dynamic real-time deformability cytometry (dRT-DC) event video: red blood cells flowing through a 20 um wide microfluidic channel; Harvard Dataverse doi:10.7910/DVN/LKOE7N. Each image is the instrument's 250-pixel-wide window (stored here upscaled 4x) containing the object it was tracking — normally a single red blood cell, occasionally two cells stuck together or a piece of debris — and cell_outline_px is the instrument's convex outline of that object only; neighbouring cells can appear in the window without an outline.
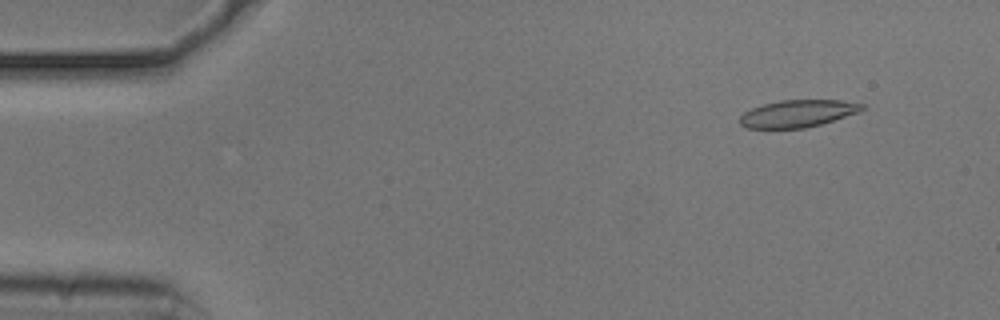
{"species": "common noctule bat (a hibernating species)", "species_latin": "Nyctalus noctula", "temperature_condition": "cold", "stored_images_in_passage": 53, "camera_frame_rate_fps": 3000, "um_per_image_px": 0.085, "animal": {"sex": "male", "body_mass_g": 20.5, "forearm_length_mm": 52.5}, "frame": {"image": 1, "passage_image": 5, "time_ms": 1.333, "image_size_px": [1000, 320], "cell_outline_px": [[868, 108], [860, 112], [820, 124], [804, 128], [748, 128], [740, 124], [740, 116], [744, 112], [752, 108], [764, 104], [780, 100], [840, 100], [864, 104]], "centroid_in_image_um": [67.85, 9.64], "position_along_channel_um": 17.2, "area_um2": 19.36}}
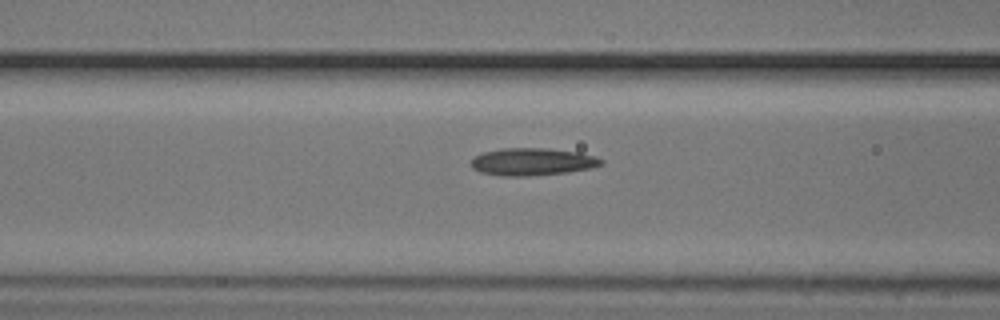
{"frame": {"image": 2, "passage_image": 21, "time_ms": 6.667, "image_size_px": [1000, 320], "cell_outline_px": [[604, 164], [592, 168], [568, 172], [528, 176], [500, 176], [480, 172], [472, 168], [472, 156], [484, 152], [500, 148], [548, 148], [580, 152], [596, 156], [604, 160]], "centroid_in_image_um": [45.27, 13.74], "position_along_channel_um": 121.3, "area_um2": 21.1}}
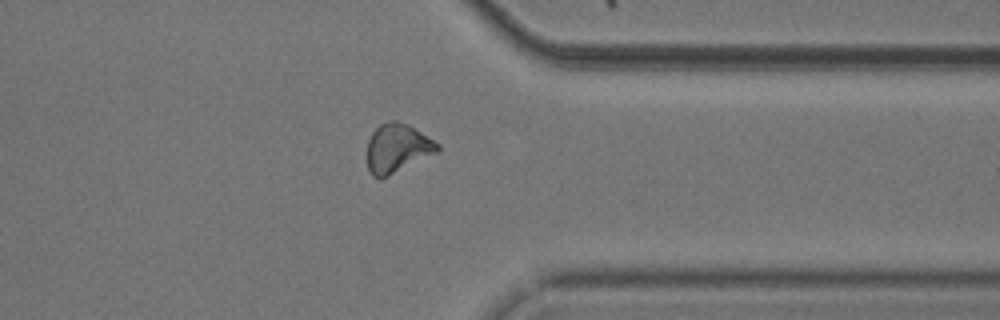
{"frame": {"image": 3, "passage_image": 42, "time_ms": 13.667, "image_size_px": [1000, 320], "cell_outline_px": [[440, 152], [380, 180], [372, 176], [368, 172], [368, 140], [372, 132], [380, 124], [388, 120], [396, 120], [408, 124], [440, 144]], "centroid_in_image_um": [33.78, 12.61], "position_along_channel_um": 377.6, "area_um2": 20.4}, "authors_computed_cell_mechanics": {"area_um2": 20.0566, "velocity_mm_per_s": 3.7377, "shape_relaxation_time_tau1_ms": 6.5596, "shape_relaxation_time_tau2_ms": 3.6563, "deformation_change_tau1": 0.1194, "deformation_change_tau2": 0.1044}}